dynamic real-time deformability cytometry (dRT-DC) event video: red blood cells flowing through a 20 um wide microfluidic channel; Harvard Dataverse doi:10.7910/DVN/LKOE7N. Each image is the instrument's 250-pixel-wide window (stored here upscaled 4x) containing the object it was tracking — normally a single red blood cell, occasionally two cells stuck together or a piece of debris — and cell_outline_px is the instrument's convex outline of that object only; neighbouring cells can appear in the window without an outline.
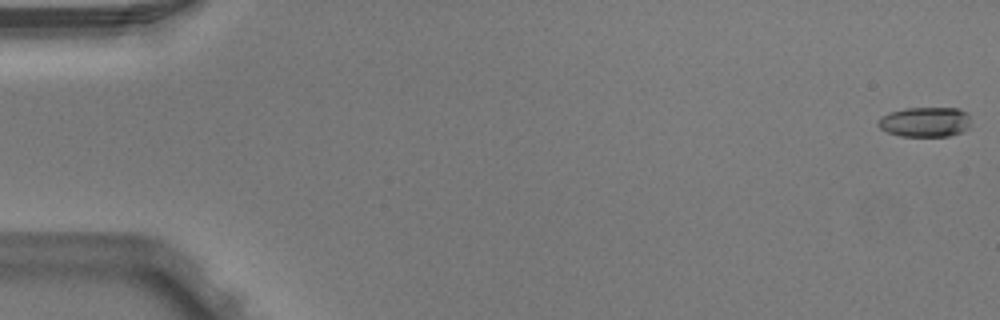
{"species": "Egyptian fruit bat (a non-hibernating species)", "species_latin": "Rousettus aegyptiacus", "temperature_condition": "warm", "stored_images_in_passage": 5, "camera_frame_rate_fps": 3000, "um_per_image_px": 0.085, "animal": {"sex": "male"}, "frame": {"image": 1, "passage_image": 1, "time_ms": 0.0, "image_size_px": [1000, 320], "cell_outline_px": [[968, 128], [964, 132], [948, 136], [900, 136], [888, 132], [880, 128], [876, 124], [884, 116], [892, 112], [904, 108], [960, 108], [968, 112]], "centroid_in_image_um": [78.67, 10.37], "position_along_channel_um": 6.3, "area_um2": 16.07}}
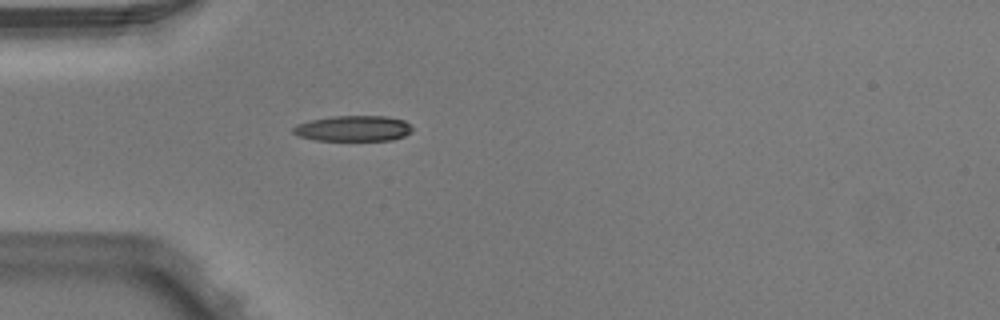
{"frame": {"image": 2, "passage_image": 5, "time_ms": 1.333, "image_size_px": [1000, 320], "cell_outline_px": [[412, 132], [404, 136], [392, 140], [316, 140], [296, 136], [292, 132], [292, 128], [296, 124], [312, 120], [332, 116], [384, 116], [404, 120], [412, 128]], "centroid_in_image_um": [30.0, 10.92], "position_along_channel_um": 55.0, "area_um2": 17.8}}